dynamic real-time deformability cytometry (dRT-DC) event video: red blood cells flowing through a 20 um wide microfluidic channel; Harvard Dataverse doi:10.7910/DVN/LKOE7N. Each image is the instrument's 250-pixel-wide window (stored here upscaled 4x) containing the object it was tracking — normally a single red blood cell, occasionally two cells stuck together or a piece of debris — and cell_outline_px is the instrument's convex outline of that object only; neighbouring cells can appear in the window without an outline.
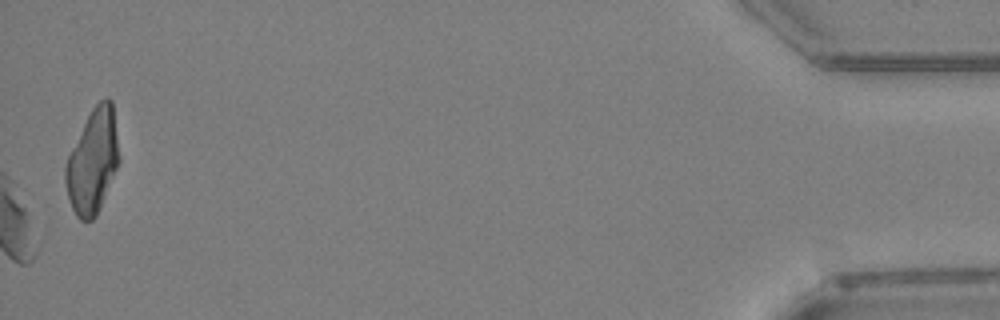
{"species": "Egyptian fruit bat (a non-hibernating species)", "species_latin": "Rousettus aegyptiacus", "temperature_condition": "warm", "stored_images_in_passage": 43, "camera_frame_rate_fps": 3000, "um_per_image_px": 0.085, "animal": {"sex": "female"}, "frame": {"image": 1, "passage_image": 43, "time_ms": 14.0, "image_size_px": [1000, 320], "cell_outline_px": [[120, 160], [96, 216], [92, 220], [80, 220], [76, 216], [72, 208], [68, 196], [64, 180], [64, 164], [92, 108], [104, 96], [108, 96], [112, 100], [120, 156]], "centroid_in_image_um": [7.88, 13.7], "position_along_channel_um": 427.3, "area_um2": 32.31}}